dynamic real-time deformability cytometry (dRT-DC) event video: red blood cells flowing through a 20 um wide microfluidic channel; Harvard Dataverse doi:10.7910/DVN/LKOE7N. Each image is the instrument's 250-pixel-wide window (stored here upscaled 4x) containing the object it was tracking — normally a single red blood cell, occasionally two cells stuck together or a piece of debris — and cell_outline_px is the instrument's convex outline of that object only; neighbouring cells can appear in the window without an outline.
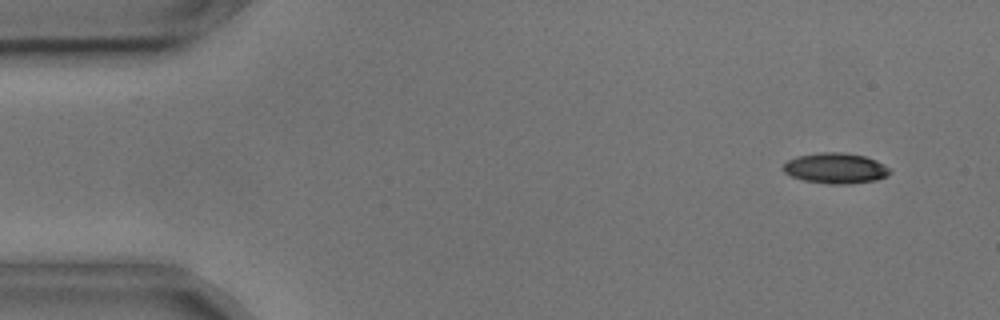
{"species": "common noctule bat (a hibernating species)", "species_latin": "Nyctalus noctula", "temperature_condition": "cold", "stored_images_in_passage": 9, "camera_frame_rate_fps": 3000, "um_per_image_px": 0.085, "animal": {"sex": "male", "body_mass_g": 17.9, "forearm_length_mm": 54.2}, "frame": {"image": 1, "passage_image": 1, "time_ms": 0.0, "image_size_px": [1000, 320], "cell_outline_px": [[892, 172], [888, 176], [876, 180], [848, 184], [828, 184], [804, 180], [792, 176], [784, 172], [780, 168], [788, 160], [796, 156], [820, 152], [840, 152], [864, 156], [876, 160], [892, 168]], "centroid_in_image_um": [71.04, 14.3], "position_along_channel_um": 14.0, "area_um2": 19.19}}
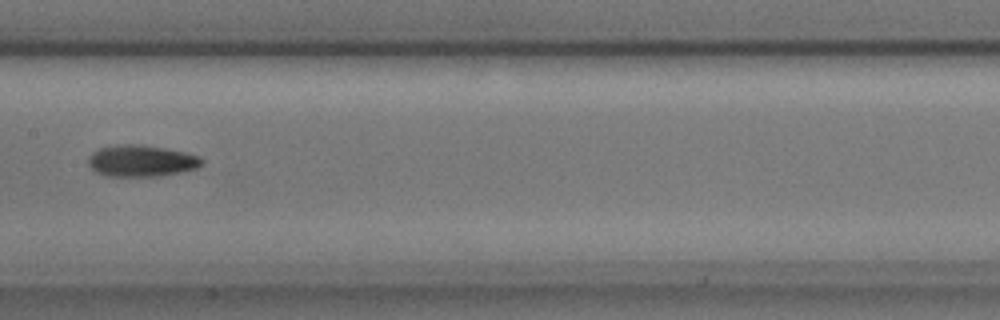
{"frame": {"image": 2, "passage_image": 7, "time_ms": 2.0, "image_size_px": [1000, 320], "cell_outline_px": [[204, 164], [196, 168], [180, 172], [160, 176], [108, 176], [96, 172], [88, 164], [88, 160], [92, 152], [100, 148], [120, 144], [140, 144], [164, 148], [184, 152], [200, 156], [204, 160]], "centroid_in_image_um": [12.03, 13.67], "position_along_channel_um": 195.4, "area_um2": 20.87}}
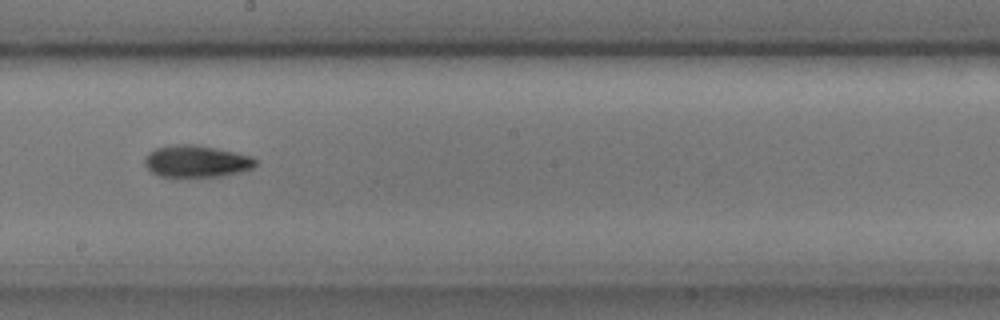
{"frame": {"image": 3, "passage_image": 8, "time_ms": 2.333, "image_size_px": [1000, 320], "cell_outline_px": [[256, 164], [252, 168], [240, 172], [220, 176], [160, 176], [152, 172], [144, 164], [144, 156], [148, 152], [156, 148], [176, 144], [192, 144], [252, 156], [256, 160]], "centroid_in_image_um": [16.66, 13.71], "position_along_channel_um": 231.5, "area_um2": 20.29}}